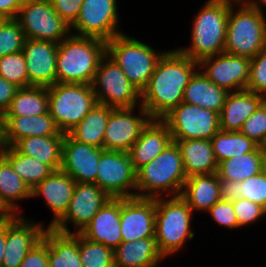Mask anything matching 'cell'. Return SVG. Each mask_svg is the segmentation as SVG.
Masks as SVG:
<instances>
[{
    "label": "cell",
    "instance_id": "6da1fadb",
    "mask_svg": "<svg viewBox=\"0 0 266 267\" xmlns=\"http://www.w3.org/2000/svg\"><path fill=\"white\" fill-rule=\"evenodd\" d=\"M196 69H199L198 61L178 49L166 50L141 92V105L152 119H162L183 102L184 90Z\"/></svg>",
    "mask_w": 266,
    "mask_h": 267
},
{
    "label": "cell",
    "instance_id": "7a4b0ae2",
    "mask_svg": "<svg viewBox=\"0 0 266 267\" xmlns=\"http://www.w3.org/2000/svg\"><path fill=\"white\" fill-rule=\"evenodd\" d=\"M105 54L106 41L70 33L58 44L57 83L92 85Z\"/></svg>",
    "mask_w": 266,
    "mask_h": 267
},
{
    "label": "cell",
    "instance_id": "3957f363",
    "mask_svg": "<svg viewBox=\"0 0 266 267\" xmlns=\"http://www.w3.org/2000/svg\"><path fill=\"white\" fill-rule=\"evenodd\" d=\"M186 179L180 148L172 142L136 171V197L180 196Z\"/></svg>",
    "mask_w": 266,
    "mask_h": 267
},
{
    "label": "cell",
    "instance_id": "277c9868",
    "mask_svg": "<svg viewBox=\"0 0 266 267\" xmlns=\"http://www.w3.org/2000/svg\"><path fill=\"white\" fill-rule=\"evenodd\" d=\"M230 7L219 0L206 1L194 16L190 31L191 45L177 49L198 62L205 57L224 53Z\"/></svg>",
    "mask_w": 266,
    "mask_h": 267
},
{
    "label": "cell",
    "instance_id": "5b68a950",
    "mask_svg": "<svg viewBox=\"0 0 266 267\" xmlns=\"http://www.w3.org/2000/svg\"><path fill=\"white\" fill-rule=\"evenodd\" d=\"M193 215V211L181 196L156 198L155 240L164 258L179 252L187 239H193Z\"/></svg>",
    "mask_w": 266,
    "mask_h": 267
},
{
    "label": "cell",
    "instance_id": "8992f818",
    "mask_svg": "<svg viewBox=\"0 0 266 267\" xmlns=\"http://www.w3.org/2000/svg\"><path fill=\"white\" fill-rule=\"evenodd\" d=\"M165 52H158L126 33L118 34L106 42V54L140 92L147 86L157 62Z\"/></svg>",
    "mask_w": 266,
    "mask_h": 267
},
{
    "label": "cell",
    "instance_id": "52a82bcc",
    "mask_svg": "<svg viewBox=\"0 0 266 267\" xmlns=\"http://www.w3.org/2000/svg\"><path fill=\"white\" fill-rule=\"evenodd\" d=\"M231 6L224 52L254 58L266 47V16L250 5Z\"/></svg>",
    "mask_w": 266,
    "mask_h": 267
},
{
    "label": "cell",
    "instance_id": "ba28073f",
    "mask_svg": "<svg viewBox=\"0 0 266 267\" xmlns=\"http://www.w3.org/2000/svg\"><path fill=\"white\" fill-rule=\"evenodd\" d=\"M49 113L61 133L68 134L97 104L92 85L55 83L47 87Z\"/></svg>",
    "mask_w": 266,
    "mask_h": 267
},
{
    "label": "cell",
    "instance_id": "9c48e42d",
    "mask_svg": "<svg viewBox=\"0 0 266 267\" xmlns=\"http://www.w3.org/2000/svg\"><path fill=\"white\" fill-rule=\"evenodd\" d=\"M92 88L97 103L112 108L138 107L141 101V92L107 54L100 60Z\"/></svg>",
    "mask_w": 266,
    "mask_h": 267
},
{
    "label": "cell",
    "instance_id": "30bf717a",
    "mask_svg": "<svg viewBox=\"0 0 266 267\" xmlns=\"http://www.w3.org/2000/svg\"><path fill=\"white\" fill-rule=\"evenodd\" d=\"M25 37L60 43L70 33V26L56 13L50 0H24L16 17Z\"/></svg>",
    "mask_w": 266,
    "mask_h": 267
},
{
    "label": "cell",
    "instance_id": "8fae6325",
    "mask_svg": "<svg viewBox=\"0 0 266 267\" xmlns=\"http://www.w3.org/2000/svg\"><path fill=\"white\" fill-rule=\"evenodd\" d=\"M162 120L168 125L172 140H211L220 130L217 112L185 102L174 107Z\"/></svg>",
    "mask_w": 266,
    "mask_h": 267
},
{
    "label": "cell",
    "instance_id": "7c38bea8",
    "mask_svg": "<svg viewBox=\"0 0 266 267\" xmlns=\"http://www.w3.org/2000/svg\"><path fill=\"white\" fill-rule=\"evenodd\" d=\"M96 184L111 198L136 197V171L129 154L104 150L98 162Z\"/></svg>",
    "mask_w": 266,
    "mask_h": 267
},
{
    "label": "cell",
    "instance_id": "4fadbf2b",
    "mask_svg": "<svg viewBox=\"0 0 266 267\" xmlns=\"http://www.w3.org/2000/svg\"><path fill=\"white\" fill-rule=\"evenodd\" d=\"M117 0H84L70 31L77 36L95 37L104 41L121 34ZM72 29V30H71Z\"/></svg>",
    "mask_w": 266,
    "mask_h": 267
},
{
    "label": "cell",
    "instance_id": "5bb4252c",
    "mask_svg": "<svg viewBox=\"0 0 266 267\" xmlns=\"http://www.w3.org/2000/svg\"><path fill=\"white\" fill-rule=\"evenodd\" d=\"M110 198L96 183H76L66 213L52 229L67 234L80 233ZM68 223L77 230L72 232Z\"/></svg>",
    "mask_w": 266,
    "mask_h": 267
},
{
    "label": "cell",
    "instance_id": "9a60e30c",
    "mask_svg": "<svg viewBox=\"0 0 266 267\" xmlns=\"http://www.w3.org/2000/svg\"><path fill=\"white\" fill-rule=\"evenodd\" d=\"M140 106L137 115L134 114L136 107L112 108L104 133V150L129 152L142 129L152 119L143 106Z\"/></svg>",
    "mask_w": 266,
    "mask_h": 267
},
{
    "label": "cell",
    "instance_id": "2e32d148",
    "mask_svg": "<svg viewBox=\"0 0 266 267\" xmlns=\"http://www.w3.org/2000/svg\"><path fill=\"white\" fill-rule=\"evenodd\" d=\"M198 63L199 69L201 68L204 75L227 92L246 89L249 80L250 58L224 52L205 57Z\"/></svg>",
    "mask_w": 266,
    "mask_h": 267
},
{
    "label": "cell",
    "instance_id": "e0dca14e",
    "mask_svg": "<svg viewBox=\"0 0 266 267\" xmlns=\"http://www.w3.org/2000/svg\"><path fill=\"white\" fill-rule=\"evenodd\" d=\"M42 223L14 215L6 220V243L2 267H20L29 251L42 239L47 228Z\"/></svg>",
    "mask_w": 266,
    "mask_h": 267
},
{
    "label": "cell",
    "instance_id": "ac0fdd59",
    "mask_svg": "<svg viewBox=\"0 0 266 267\" xmlns=\"http://www.w3.org/2000/svg\"><path fill=\"white\" fill-rule=\"evenodd\" d=\"M156 198H121L122 242L155 238Z\"/></svg>",
    "mask_w": 266,
    "mask_h": 267
},
{
    "label": "cell",
    "instance_id": "d6986e66",
    "mask_svg": "<svg viewBox=\"0 0 266 267\" xmlns=\"http://www.w3.org/2000/svg\"><path fill=\"white\" fill-rule=\"evenodd\" d=\"M22 52L30 86L49 87L57 83L58 43L26 38Z\"/></svg>",
    "mask_w": 266,
    "mask_h": 267
},
{
    "label": "cell",
    "instance_id": "ffe728a7",
    "mask_svg": "<svg viewBox=\"0 0 266 267\" xmlns=\"http://www.w3.org/2000/svg\"><path fill=\"white\" fill-rule=\"evenodd\" d=\"M104 149L74 140L64 135L61 170L76 183H96L98 162Z\"/></svg>",
    "mask_w": 266,
    "mask_h": 267
},
{
    "label": "cell",
    "instance_id": "44dd1931",
    "mask_svg": "<svg viewBox=\"0 0 266 267\" xmlns=\"http://www.w3.org/2000/svg\"><path fill=\"white\" fill-rule=\"evenodd\" d=\"M120 219L121 198H110L80 234L114 250L122 242Z\"/></svg>",
    "mask_w": 266,
    "mask_h": 267
},
{
    "label": "cell",
    "instance_id": "7402d4cb",
    "mask_svg": "<svg viewBox=\"0 0 266 267\" xmlns=\"http://www.w3.org/2000/svg\"><path fill=\"white\" fill-rule=\"evenodd\" d=\"M75 184L72 177L60 169L54 171L31 190V197H43L53 213L54 217L48 228H52L66 213Z\"/></svg>",
    "mask_w": 266,
    "mask_h": 267
},
{
    "label": "cell",
    "instance_id": "603a6c76",
    "mask_svg": "<svg viewBox=\"0 0 266 267\" xmlns=\"http://www.w3.org/2000/svg\"><path fill=\"white\" fill-rule=\"evenodd\" d=\"M172 142L168 125L162 119H151L128 152L134 170L152 161Z\"/></svg>",
    "mask_w": 266,
    "mask_h": 267
},
{
    "label": "cell",
    "instance_id": "cb8c5ba5",
    "mask_svg": "<svg viewBox=\"0 0 266 267\" xmlns=\"http://www.w3.org/2000/svg\"><path fill=\"white\" fill-rule=\"evenodd\" d=\"M266 97L247 89L229 92L219 113L221 131H240L245 120L253 114Z\"/></svg>",
    "mask_w": 266,
    "mask_h": 267
},
{
    "label": "cell",
    "instance_id": "d4e9b609",
    "mask_svg": "<svg viewBox=\"0 0 266 267\" xmlns=\"http://www.w3.org/2000/svg\"><path fill=\"white\" fill-rule=\"evenodd\" d=\"M57 128L50 113L36 116H5L6 146H13L18 140L32 136H64Z\"/></svg>",
    "mask_w": 266,
    "mask_h": 267
},
{
    "label": "cell",
    "instance_id": "484cf974",
    "mask_svg": "<svg viewBox=\"0 0 266 267\" xmlns=\"http://www.w3.org/2000/svg\"><path fill=\"white\" fill-rule=\"evenodd\" d=\"M113 254L115 267H159L164 259L155 238L121 242Z\"/></svg>",
    "mask_w": 266,
    "mask_h": 267
},
{
    "label": "cell",
    "instance_id": "4316f807",
    "mask_svg": "<svg viewBox=\"0 0 266 267\" xmlns=\"http://www.w3.org/2000/svg\"><path fill=\"white\" fill-rule=\"evenodd\" d=\"M180 196L193 212H207L216 202L221 200L218 174L188 177Z\"/></svg>",
    "mask_w": 266,
    "mask_h": 267
},
{
    "label": "cell",
    "instance_id": "83f0119b",
    "mask_svg": "<svg viewBox=\"0 0 266 267\" xmlns=\"http://www.w3.org/2000/svg\"><path fill=\"white\" fill-rule=\"evenodd\" d=\"M180 148L186 177L217 173L218 162L210 140H172Z\"/></svg>",
    "mask_w": 266,
    "mask_h": 267
},
{
    "label": "cell",
    "instance_id": "f1b7e54d",
    "mask_svg": "<svg viewBox=\"0 0 266 267\" xmlns=\"http://www.w3.org/2000/svg\"><path fill=\"white\" fill-rule=\"evenodd\" d=\"M229 92L197 69L183 93V102L220 113Z\"/></svg>",
    "mask_w": 266,
    "mask_h": 267
},
{
    "label": "cell",
    "instance_id": "f546056e",
    "mask_svg": "<svg viewBox=\"0 0 266 267\" xmlns=\"http://www.w3.org/2000/svg\"><path fill=\"white\" fill-rule=\"evenodd\" d=\"M64 136H32L18 140L12 147L21 154L49 165L54 171L62 165Z\"/></svg>",
    "mask_w": 266,
    "mask_h": 267
},
{
    "label": "cell",
    "instance_id": "4dcf8cb0",
    "mask_svg": "<svg viewBox=\"0 0 266 267\" xmlns=\"http://www.w3.org/2000/svg\"><path fill=\"white\" fill-rule=\"evenodd\" d=\"M43 238L48 243L49 267H82L78 233H61L47 227Z\"/></svg>",
    "mask_w": 266,
    "mask_h": 267
},
{
    "label": "cell",
    "instance_id": "1f68e13d",
    "mask_svg": "<svg viewBox=\"0 0 266 267\" xmlns=\"http://www.w3.org/2000/svg\"><path fill=\"white\" fill-rule=\"evenodd\" d=\"M266 152L259 146L255 151L226 159L218 164L219 179L242 182L265 169Z\"/></svg>",
    "mask_w": 266,
    "mask_h": 267
},
{
    "label": "cell",
    "instance_id": "d6a6232c",
    "mask_svg": "<svg viewBox=\"0 0 266 267\" xmlns=\"http://www.w3.org/2000/svg\"><path fill=\"white\" fill-rule=\"evenodd\" d=\"M111 112L112 107L97 103L68 134L80 143L103 149L105 128Z\"/></svg>",
    "mask_w": 266,
    "mask_h": 267
},
{
    "label": "cell",
    "instance_id": "836d02e7",
    "mask_svg": "<svg viewBox=\"0 0 266 267\" xmlns=\"http://www.w3.org/2000/svg\"><path fill=\"white\" fill-rule=\"evenodd\" d=\"M30 199L31 189L14 171L11 164L0 155V201L14 216L20 215V206L17 202Z\"/></svg>",
    "mask_w": 266,
    "mask_h": 267
},
{
    "label": "cell",
    "instance_id": "e575fe53",
    "mask_svg": "<svg viewBox=\"0 0 266 267\" xmlns=\"http://www.w3.org/2000/svg\"><path fill=\"white\" fill-rule=\"evenodd\" d=\"M49 112L47 87L19 88L11 100L5 116H36Z\"/></svg>",
    "mask_w": 266,
    "mask_h": 267
},
{
    "label": "cell",
    "instance_id": "d590c367",
    "mask_svg": "<svg viewBox=\"0 0 266 267\" xmlns=\"http://www.w3.org/2000/svg\"><path fill=\"white\" fill-rule=\"evenodd\" d=\"M1 155L11 164L14 171L31 190L54 172L49 165L18 153L12 146L3 148Z\"/></svg>",
    "mask_w": 266,
    "mask_h": 267
},
{
    "label": "cell",
    "instance_id": "8d00e7d4",
    "mask_svg": "<svg viewBox=\"0 0 266 267\" xmlns=\"http://www.w3.org/2000/svg\"><path fill=\"white\" fill-rule=\"evenodd\" d=\"M210 142L218 164L226 159L255 151L259 147L240 131L219 130Z\"/></svg>",
    "mask_w": 266,
    "mask_h": 267
},
{
    "label": "cell",
    "instance_id": "74e56055",
    "mask_svg": "<svg viewBox=\"0 0 266 267\" xmlns=\"http://www.w3.org/2000/svg\"><path fill=\"white\" fill-rule=\"evenodd\" d=\"M78 246L82 267H115L113 249L92 242L78 233Z\"/></svg>",
    "mask_w": 266,
    "mask_h": 267
},
{
    "label": "cell",
    "instance_id": "f35d334b",
    "mask_svg": "<svg viewBox=\"0 0 266 267\" xmlns=\"http://www.w3.org/2000/svg\"><path fill=\"white\" fill-rule=\"evenodd\" d=\"M0 77L19 88L30 87L23 52L0 57Z\"/></svg>",
    "mask_w": 266,
    "mask_h": 267
},
{
    "label": "cell",
    "instance_id": "ab89813d",
    "mask_svg": "<svg viewBox=\"0 0 266 267\" xmlns=\"http://www.w3.org/2000/svg\"><path fill=\"white\" fill-rule=\"evenodd\" d=\"M26 37L16 19H8L0 28V57L22 52Z\"/></svg>",
    "mask_w": 266,
    "mask_h": 267
},
{
    "label": "cell",
    "instance_id": "60d3db41",
    "mask_svg": "<svg viewBox=\"0 0 266 267\" xmlns=\"http://www.w3.org/2000/svg\"><path fill=\"white\" fill-rule=\"evenodd\" d=\"M250 200L266 209V168L259 174L238 181V199Z\"/></svg>",
    "mask_w": 266,
    "mask_h": 267
},
{
    "label": "cell",
    "instance_id": "b9f144b4",
    "mask_svg": "<svg viewBox=\"0 0 266 267\" xmlns=\"http://www.w3.org/2000/svg\"><path fill=\"white\" fill-rule=\"evenodd\" d=\"M240 132L259 146L266 145V100L245 120Z\"/></svg>",
    "mask_w": 266,
    "mask_h": 267
},
{
    "label": "cell",
    "instance_id": "7bdbcfd3",
    "mask_svg": "<svg viewBox=\"0 0 266 267\" xmlns=\"http://www.w3.org/2000/svg\"><path fill=\"white\" fill-rule=\"evenodd\" d=\"M246 89L266 97V47L251 58Z\"/></svg>",
    "mask_w": 266,
    "mask_h": 267
},
{
    "label": "cell",
    "instance_id": "ee69618b",
    "mask_svg": "<svg viewBox=\"0 0 266 267\" xmlns=\"http://www.w3.org/2000/svg\"><path fill=\"white\" fill-rule=\"evenodd\" d=\"M233 208L239 228L253 224L266 215L264 207L244 198L234 200Z\"/></svg>",
    "mask_w": 266,
    "mask_h": 267
},
{
    "label": "cell",
    "instance_id": "f6af8a7d",
    "mask_svg": "<svg viewBox=\"0 0 266 267\" xmlns=\"http://www.w3.org/2000/svg\"><path fill=\"white\" fill-rule=\"evenodd\" d=\"M212 220L226 229H239L233 208V201H218L208 211Z\"/></svg>",
    "mask_w": 266,
    "mask_h": 267
},
{
    "label": "cell",
    "instance_id": "bcb514c9",
    "mask_svg": "<svg viewBox=\"0 0 266 267\" xmlns=\"http://www.w3.org/2000/svg\"><path fill=\"white\" fill-rule=\"evenodd\" d=\"M56 13L71 26L77 19L84 0H50Z\"/></svg>",
    "mask_w": 266,
    "mask_h": 267
},
{
    "label": "cell",
    "instance_id": "7dc6e473",
    "mask_svg": "<svg viewBox=\"0 0 266 267\" xmlns=\"http://www.w3.org/2000/svg\"><path fill=\"white\" fill-rule=\"evenodd\" d=\"M20 267H49L48 243L44 238L29 251Z\"/></svg>",
    "mask_w": 266,
    "mask_h": 267
},
{
    "label": "cell",
    "instance_id": "c3c4849f",
    "mask_svg": "<svg viewBox=\"0 0 266 267\" xmlns=\"http://www.w3.org/2000/svg\"><path fill=\"white\" fill-rule=\"evenodd\" d=\"M19 87L0 77V110L6 112Z\"/></svg>",
    "mask_w": 266,
    "mask_h": 267
},
{
    "label": "cell",
    "instance_id": "681fc988",
    "mask_svg": "<svg viewBox=\"0 0 266 267\" xmlns=\"http://www.w3.org/2000/svg\"><path fill=\"white\" fill-rule=\"evenodd\" d=\"M219 190L222 201L238 200V181L219 179Z\"/></svg>",
    "mask_w": 266,
    "mask_h": 267
},
{
    "label": "cell",
    "instance_id": "f907efd6",
    "mask_svg": "<svg viewBox=\"0 0 266 267\" xmlns=\"http://www.w3.org/2000/svg\"><path fill=\"white\" fill-rule=\"evenodd\" d=\"M24 0H0V14L8 19H16Z\"/></svg>",
    "mask_w": 266,
    "mask_h": 267
},
{
    "label": "cell",
    "instance_id": "816d5d0a",
    "mask_svg": "<svg viewBox=\"0 0 266 267\" xmlns=\"http://www.w3.org/2000/svg\"><path fill=\"white\" fill-rule=\"evenodd\" d=\"M6 243V220L0 221V267H2Z\"/></svg>",
    "mask_w": 266,
    "mask_h": 267
},
{
    "label": "cell",
    "instance_id": "f5cc1de1",
    "mask_svg": "<svg viewBox=\"0 0 266 267\" xmlns=\"http://www.w3.org/2000/svg\"><path fill=\"white\" fill-rule=\"evenodd\" d=\"M5 147V115L4 112L0 110V149L2 150Z\"/></svg>",
    "mask_w": 266,
    "mask_h": 267
},
{
    "label": "cell",
    "instance_id": "db71d44e",
    "mask_svg": "<svg viewBox=\"0 0 266 267\" xmlns=\"http://www.w3.org/2000/svg\"><path fill=\"white\" fill-rule=\"evenodd\" d=\"M219 1L231 6L250 5L252 3V0H219Z\"/></svg>",
    "mask_w": 266,
    "mask_h": 267
},
{
    "label": "cell",
    "instance_id": "11a10c76",
    "mask_svg": "<svg viewBox=\"0 0 266 267\" xmlns=\"http://www.w3.org/2000/svg\"><path fill=\"white\" fill-rule=\"evenodd\" d=\"M250 6L254 9H257L260 13L264 14L262 7H266V0H252Z\"/></svg>",
    "mask_w": 266,
    "mask_h": 267
},
{
    "label": "cell",
    "instance_id": "9f6ffc18",
    "mask_svg": "<svg viewBox=\"0 0 266 267\" xmlns=\"http://www.w3.org/2000/svg\"><path fill=\"white\" fill-rule=\"evenodd\" d=\"M13 215L3 206L0 201V221L7 220L11 218Z\"/></svg>",
    "mask_w": 266,
    "mask_h": 267
},
{
    "label": "cell",
    "instance_id": "6f0895ef",
    "mask_svg": "<svg viewBox=\"0 0 266 267\" xmlns=\"http://www.w3.org/2000/svg\"><path fill=\"white\" fill-rule=\"evenodd\" d=\"M8 20V18L2 14H0V28L3 26V24Z\"/></svg>",
    "mask_w": 266,
    "mask_h": 267
}]
</instances>
